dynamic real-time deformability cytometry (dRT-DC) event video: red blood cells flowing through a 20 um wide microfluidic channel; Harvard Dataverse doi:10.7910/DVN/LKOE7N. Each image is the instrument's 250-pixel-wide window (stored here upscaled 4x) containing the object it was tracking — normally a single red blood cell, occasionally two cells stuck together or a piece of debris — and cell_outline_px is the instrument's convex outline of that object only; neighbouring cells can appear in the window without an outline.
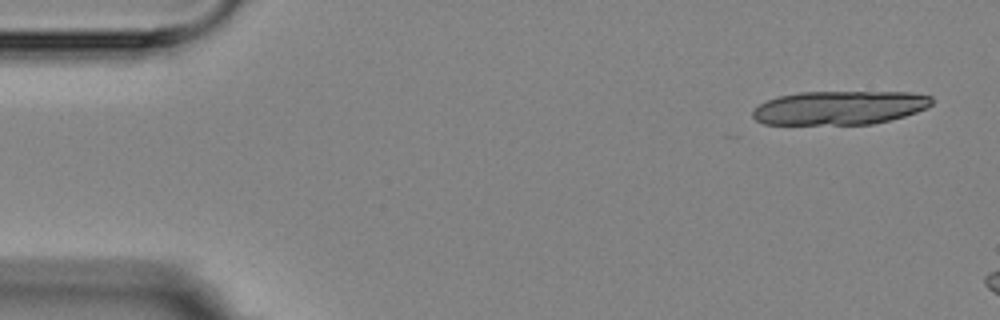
{"species": "Egyptian fruit bat (a non-hibernating species)", "species_latin": "Rousettus aegyptiacus", "temperature_condition": "room temperature", "stored_images_in_passage": 3, "camera_frame_rate_fps": 3000, "um_per_image_px": 0.085, "animal": {"sex": "female"}, "frame": {"image": 1, "passage_image": 1, "time_ms": 0.0, "image_size_px": [1000, 320], "cell_outline_px": [[932, 104], [928, 108], [904, 116], [872, 124], [764, 124], [756, 120], [752, 116], [752, 112], [760, 104], [768, 100], [780, 96], [800, 92], [912, 92], [932, 96]], "centroid_in_image_um": [71.4, 9.15], "position_along_channel_um": 13.6, "area_um2": 35.2}}